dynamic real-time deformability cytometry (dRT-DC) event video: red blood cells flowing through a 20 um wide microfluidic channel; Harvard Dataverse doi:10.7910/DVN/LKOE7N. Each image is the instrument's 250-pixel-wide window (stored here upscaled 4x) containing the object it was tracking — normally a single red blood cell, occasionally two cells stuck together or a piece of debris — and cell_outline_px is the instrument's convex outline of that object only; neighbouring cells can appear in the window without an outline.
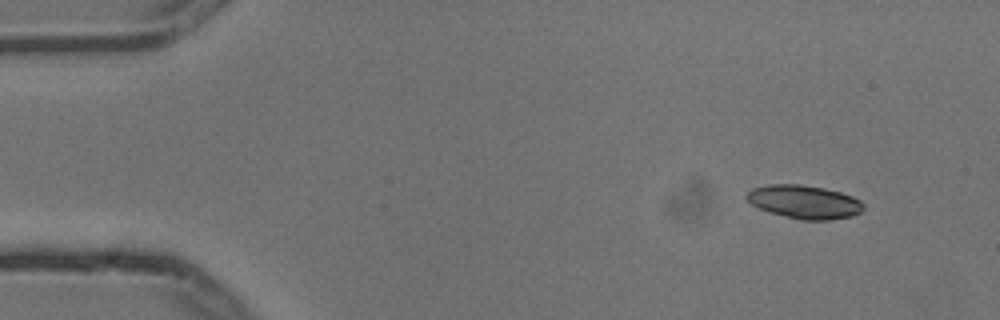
{"species": "common noctule bat (a hibernating species)", "species_latin": "Nyctalus noctula", "temperature_condition": "cold", "stored_images_in_passage": 4, "camera_frame_rate_fps": 3000, "um_per_image_px": 0.085, "animal": {"sex": "male", "body_mass_g": 13.3}, "frame": {"image": 1, "passage_image": 1, "time_ms": 0.0, "image_size_px": [1000, 320], "cell_outline_px": [[864, 208], [860, 212], [852, 216], [832, 220], [800, 220], [768, 212], [752, 204], [744, 196], [752, 188], [768, 184], [800, 184], [824, 188], [840, 192], [852, 196], [860, 200], [864, 204]], "centroid_in_image_um": [68.37, 17.16], "position_along_channel_um": 16.6, "area_um2": 22.89}}
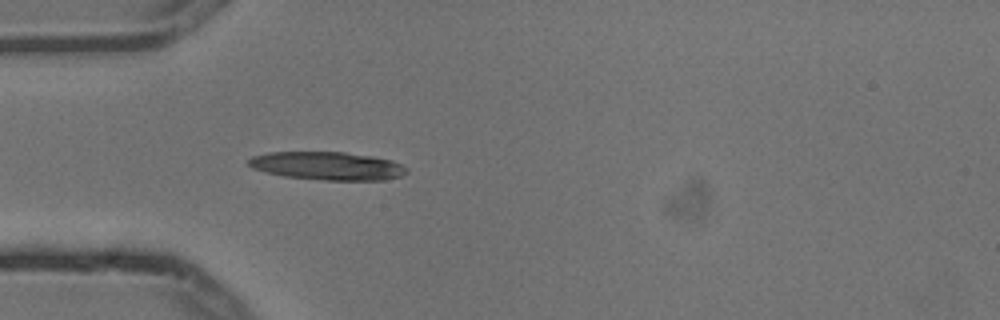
{"frame": {"image": 2, "passage_image": 4, "time_ms": 1.0, "image_size_px": [1000, 320], "cell_outline_px": [[408, 172], [400, 176], [384, 180], [324, 180], [284, 176], [252, 168], [248, 164], [248, 160], [252, 156], [268, 152], [344, 152], [372, 156], [392, 160], [408, 168]], "centroid_in_image_um": [27.85, 14.1], "position_along_channel_um": 57.2, "area_um2": 25.89}}